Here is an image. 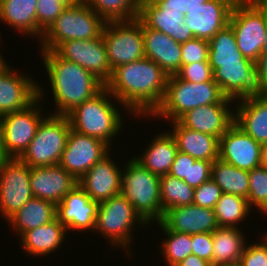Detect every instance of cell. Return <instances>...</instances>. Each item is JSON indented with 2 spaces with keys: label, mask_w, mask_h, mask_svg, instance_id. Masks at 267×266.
<instances>
[{
  "label": "cell",
  "mask_w": 267,
  "mask_h": 266,
  "mask_svg": "<svg viewBox=\"0 0 267 266\" xmlns=\"http://www.w3.org/2000/svg\"><path fill=\"white\" fill-rule=\"evenodd\" d=\"M167 80L163 69L144 57L114 68L105 88L135 118L140 115L151 118L162 104Z\"/></svg>",
  "instance_id": "6da1fadb"
},
{
  "label": "cell",
  "mask_w": 267,
  "mask_h": 266,
  "mask_svg": "<svg viewBox=\"0 0 267 266\" xmlns=\"http://www.w3.org/2000/svg\"><path fill=\"white\" fill-rule=\"evenodd\" d=\"M40 53L55 102V113L52 114L67 115L105 87L94 74L59 57L53 50H41Z\"/></svg>",
  "instance_id": "7a4b0ae2"
},
{
  "label": "cell",
  "mask_w": 267,
  "mask_h": 266,
  "mask_svg": "<svg viewBox=\"0 0 267 266\" xmlns=\"http://www.w3.org/2000/svg\"><path fill=\"white\" fill-rule=\"evenodd\" d=\"M112 98V94L104 87L94 97L74 108L67 114L71 129L100 139L111 147L112 138L119 135L124 125L121 111L116 108Z\"/></svg>",
  "instance_id": "3957f363"
},
{
  "label": "cell",
  "mask_w": 267,
  "mask_h": 266,
  "mask_svg": "<svg viewBox=\"0 0 267 266\" xmlns=\"http://www.w3.org/2000/svg\"><path fill=\"white\" fill-rule=\"evenodd\" d=\"M217 103H233L226 97L215 81L193 83L180 79L177 75L168 76L166 93L161 106L152 115L177 121L188 110Z\"/></svg>",
  "instance_id": "277c9868"
},
{
  "label": "cell",
  "mask_w": 267,
  "mask_h": 266,
  "mask_svg": "<svg viewBox=\"0 0 267 266\" xmlns=\"http://www.w3.org/2000/svg\"><path fill=\"white\" fill-rule=\"evenodd\" d=\"M124 166L121 194L133 205L135 212L146 225L160 222L162 219L160 176L144 168L133 157Z\"/></svg>",
  "instance_id": "5b68a950"
},
{
  "label": "cell",
  "mask_w": 267,
  "mask_h": 266,
  "mask_svg": "<svg viewBox=\"0 0 267 266\" xmlns=\"http://www.w3.org/2000/svg\"><path fill=\"white\" fill-rule=\"evenodd\" d=\"M106 21L83 0L66 7L44 32L41 50H54L69 40H90L102 35Z\"/></svg>",
  "instance_id": "8992f818"
},
{
  "label": "cell",
  "mask_w": 267,
  "mask_h": 266,
  "mask_svg": "<svg viewBox=\"0 0 267 266\" xmlns=\"http://www.w3.org/2000/svg\"><path fill=\"white\" fill-rule=\"evenodd\" d=\"M70 130L67 115L52 112L45 115L36 135L19 159L29 167L58 165Z\"/></svg>",
  "instance_id": "52a82bcc"
},
{
  "label": "cell",
  "mask_w": 267,
  "mask_h": 266,
  "mask_svg": "<svg viewBox=\"0 0 267 266\" xmlns=\"http://www.w3.org/2000/svg\"><path fill=\"white\" fill-rule=\"evenodd\" d=\"M229 25L236 36L239 51L256 63L265 42L267 4L238 0L231 11Z\"/></svg>",
  "instance_id": "ba28073f"
},
{
  "label": "cell",
  "mask_w": 267,
  "mask_h": 266,
  "mask_svg": "<svg viewBox=\"0 0 267 266\" xmlns=\"http://www.w3.org/2000/svg\"><path fill=\"white\" fill-rule=\"evenodd\" d=\"M136 223L146 227V223L135 212L133 205L119 194L99 203L94 231L109 239L111 246L124 248L129 253L128 248L133 241L132 230Z\"/></svg>",
  "instance_id": "9c48e42d"
},
{
  "label": "cell",
  "mask_w": 267,
  "mask_h": 266,
  "mask_svg": "<svg viewBox=\"0 0 267 266\" xmlns=\"http://www.w3.org/2000/svg\"><path fill=\"white\" fill-rule=\"evenodd\" d=\"M41 88L38 84V98L27 108L1 116L4 158H20L36 135L45 115L41 112L45 95Z\"/></svg>",
  "instance_id": "30bf717a"
},
{
  "label": "cell",
  "mask_w": 267,
  "mask_h": 266,
  "mask_svg": "<svg viewBox=\"0 0 267 266\" xmlns=\"http://www.w3.org/2000/svg\"><path fill=\"white\" fill-rule=\"evenodd\" d=\"M102 37L111 70L145 57L142 21L139 18L106 22Z\"/></svg>",
  "instance_id": "8fae6325"
},
{
  "label": "cell",
  "mask_w": 267,
  "mask_h": 266,
  "mask_svg": "<svg viewBox=\"0 0 267 266\" xmlns=\"http://www.w3.org/2000/svg\"><path fill=\"white\" fill-rule=\"evenodd\" d=\"M213 80L222 93L236 103L267 95L259 70L254 62L218 63ZM239 99V100H238Z\"/></svg>",
  "instance_id": "7c38bea8"
},
{
  "label": "cell",
  "mask_w": 267,
  "mask_h": 266,
  "mask_svg": "<svg viewBox=\"0 0 267 266\" xmlns=\"http://www.w3.org/2000/svg\"><path fill=\"white\" fill-rule=\"evenodd\" d=\"M32 197L30 167L19 158L0 159V214L8 220Z\"/></svg>",
  "instance_id": "4fadbf2b"
},
{
  "label": "cell",
  "mask_w": 267,
  "mask_h": 266,
  "mask_svg": "<svg viewBox=\"0 0 267 266\" xmlns=\"http://www.w3.org/2000/svg\"><path fill=\"white\" fill-rule=\"evenodd\" d=\"M110 149L104 141L71 129L59 165L79 180L96 162L110 154Z\"/></svg>",
  "instance_id": "5bb4252c"
},
{
  "label": "cell",
  "mask_w": 267,
  "mask_h": 266,
  "mask_svg": "<svg viewBox=\"0 0 267 266\" xmlns=\"http://www.w3.org/2000/svg\"><path fill=\"white\" fill-rule=\"evenodd\" d=\"M59 57L74 62L94 74L104 84L112 70L107 59V48L102 35L90 40H69L53 50Z\"/></svg>",
  "instance_id": "9a60e30c"
},
{
  "label": "cell",
  "mask_w": 267,
  "mask_h": 266,
  "mask_svg": "<svg viewBox=\"0 0 267 266\" xmlns=\"http://www.w3.org/2000/svg\"><path fill=\"white\" fill-rule=\"evenodd\" d=\"M12 68L6 62L0 66V116L23 110L38 98V83Z\"/></svg>",
  "instance_id": "2e32d148"
},
{
  "label": "cell",
  "mask_w": 267,
  "mask_h": 266,
  "mask_svg": "<svg viewBox=\"0 0 267 266\" xmlns=\"http://www.w3.org/2000/svg\"><path fill=\"white\" fill-rule=\"evenodd\" d=\"M238 0H208L205 4L186 7L184 25L195 38L210 40L229 24L231 11Z\"/></svg>",
  "instance_id": "e0dca14e"
},
{
  "label": "cell",
  "mask_w": 267,
  "mask_h": 266,
  "mask_svg": "<svg viewBox=\"0 0 267 266\" xmlns=\"http://www.w3.org/2000/svg\"><path fill=\"white\" fill-rule=\"evenodd\" d=\"M261 145L234 122L219 139L218 158L241 170L251 171L260 166Z\"/></svg>",
  "instance_id": "ac0fdd59"
},
{
  "label": "cell",
  "mask_w": 267,
  "mask_h": 266,
  "mask_svg": "<svg viewBox=\"0 0 267 266\" xmlns=\"http://www.w3.org/2000/svg\"><path fill=\"white\" fill-rule=\"evenodd\" d=\"M111 157L106 155L78 180V185L91 200L98 203L121 194L122 170Z\"/></svg>",
  "instance_id": "d6986e66"
},
{
  "label": "cell",
  "mask_w": 267,
  "mask_h": 266,
  "mask_svg": "<svg viewBox=\"0 0 267 266\" xmlns=\"http://www.w3.org/2000/svg\"><path fill=\"white\" fill-rule=\"evenodd\" d=\"M98 206L99 203L91 200L88 194L77 185L56 205V216L68 231L71 229L94 232Z\"/></svg>",
  "instance_id": "ffe728a7"
},
{
  "label": "cell",
  "mask_w": 267,
  "mask_h": 266,
  "mask_svg": "<svg viewBox=\"0 0 267 266\" xmlns=\"http://www.w3.org/2000/svg\"><path fill=\"white\" fill-rule=\"evenodd\" d=\"M30 183L34 197L57 205L78 185V180L58 164L30 167Z\"/></svg>",
  "instance_id": "44dd1931"
},
{
  "label": "cell",
  "mask_w": 267,
  "mask_h": 266,
  "mask_svg": "<svg viewBox=\"0 0 267 266\" xmlns=\"http://www.w3.org/2000/svg\"><path fill=\"white\" fill-rule=\"evenodd\" d=\"M229 104L232 105L217 103L196 107L188 110L178 121L186 128L220 139L235 122V110H231Z\"/></svg>",
  "instance_id": "7402d4cb"
},
{
  "label": "cell",
  "mask_w": 267,
  "mask_h": 266,
  "mask_svg": "<svg viewBox=\"0 0 267 266\" xmlns=\"http://www.w3.org/2000/svg\"><path fill=\"white\" fill-rule=\"evenodd\" d=\"M160 222L170 231L191 235L213 233L219 227L214 209L195 204L168 209Z\"/></svg>",
  "instance_id": "603a6c76"
},
{
  "label": "cell",
  "mask_w": 267,
  "mask_h": 266,
  "mask_svg": "<svg viewBox=\"0 0 267 266\" xmlns=\"http://www.w3.org/2000/svg\"><path fill=\"white\" fill-rule=\"evenodd\" d=\"M138 18L148 28L163 32L178 43L195 38L184 25L182 8L158 7L152 0H142Z\"/></svg>",
  "instance_id": "cb8c5ba5"
},
{
  "label": "cell",
  "mask_w": 267,
  "mask_h": 266,
  "mask_svg": "<svg viewBox=\"0 0 267 266\" xmlns=\"http://www.w3.org/2000/svg\"><path fill=\"white\" fill-rule=\"evenodd\" d=\"M145 58L159 65L168 75H176L182 67L181 43L163 32L148 28L142 22Z\"/></svg>",
  "instance_id": "d4e9b609"
},
{
  "label": "cell",
  "mask_w": 267,
  "mask_h": 266,
  "mask_svg": "<svg viewBox=\"0 0 267 266\" xmlns=\"http://www.w3.org/2000/svg\"><path fill=\"white\" fill-rule=\"evenodd\" d=\"M171 134L177 143L178 151L196 160L215 162L219 155V138L184 127L178 120L172 121Z\"/></svg>",
  "instance_id": "484cf974"
},
{
  "label": "cell",
  "mask_w": 267,
  "mask_h": 266,
  "mask_svg": "<svg viewBox=\"0 0 267 266\" xmlns=\"http://www.w3.org/2000/svg\"><path fill=\"white\" fill-rule=\"evenodd\" d=\"M38 0L0 1V21L31 37L39 38L44 31L37 25L36 5Z\"/></svg>",
  "instance_id": "4316f807"
},
{
  "label": "cell",
  "mask_w": 267,
  "mask_h": 266,
  "mask_svg": "<svg viewBox=\"0 0 267 266\" xmlns=\"http://www.w3.org/2000/svg\"><path fill=\"white\" fill-rule=\"evenodd\" d=\"M235 105V123L255 141L267 142V95Z\"/></svg>",
  "instance_id": "83f0119b"
},
{
  "label": "cell",
  "mask_w": 267,
  "mask_h": 266,
  "mask_svg": "<svg viewBox=\"0 0 267 266\" xmlns=\"http://www.w3.org/2000/svg\"><path fill=\"white\" fill-rule=\"evenodd\" d=\"M67 232L66 227L56 218L48 224L24 232L20 236V241H22L20 244H22V249L27 254L29 253L28 255L46 256L63 245L61 243L66 241L64 238H66Z\"/></svg>",
  "instance_id": "f1b7e54d"
},
{
  "label": "cell",
  "mask_w": 267,
  "mask_h": 266,
  "mask_svg": "<svg viewBox=\"0 0 267 266\" xmlns=\"http://www.w3.org/2000/svg\"><path fill=\"white\" fill-rule=\"evenodd\" d=\"M159 133L149 143L143 155L133 158L152 173L162 176L168 174L178 148L171 132Z\"/></svg>",
  "instance_id": "f546056e"
},
{
  "label": "cell",
  "mask_w": 267,
  "mask_h": 266,
  "mask_svg": "<svg viewBox=\"0 0 267 266\" xmlns=\"http://www.w3.org/2000/svg\"><path fill=\"white\" fill-rule=\"evenodd\" d=\"M239 227H218L213 233L212 266L237 265L246 247V238Z\"/></svg>",
  "instance_id": "4dcf8cb0"
},
{
  "label": "cell",
  "mask_w": 267,
  "mask_h": 266,
  "mask_svg": "<svg viewBox=\"0 0 267 266\" xmlns=\"http://www.w3.org/2000/svg\"><path fill=\"white\" fill-rule=\"evenodd\" d=\"M56 214L55 204L32 197L7 222L21 236L24 232L52 222L57 218Z\"/></svg>",
  "instance_id": "1f68e13d"
},
{
  "label": "cell",
  "mask_w": 267,
  "mask_h": 266,
  "mask_svg": "<svg viewBox=\"0 0 267 266\" xmlns=\"http://www.w3.org/2000/svg\"><path fill=\"white\" fill-rule=\"evenodd\" d=\"M208 42V62L212 71L218 68V63L252 62L239 51L236 36L229 24L219 30Z\"/></svg>",
  "instance_id": "d6a6232c"
},
{
  "label": "cell",
  "mask_w": 267,
  "mask_h": 266,
  "mask_svg": "<svg viewBox=\"0 0 267 266\" xmlns=\"http://www.w3.org/2000/svg\"><path fill=\"white\" fill-rule=\"evenodd\" d=\"M211 179L219 186L222 193L248 198L249 171L241 170L218 158L212 165Z\"/></svg>",
  "instance_id": "836d02e7"
},
{
  "label": "cell",
  "mask_w": 267,
  "mask_h": 266,
  "mask_svg": "<svg viewBox=\"0 0 267 266\" xmlns=\"http://www.w3.org/2000/svg\"><path fill=\"white\" fill-rule=\"evenodd\" d=\"M250 208L247 198L222 193L214 207L218 226L237 228L238 223H241L248 216V213L250 214Z\"/></svg>",
  "instance_id": "e575fe53"
},
{
  "label": "cell",
  "mask_w": 267,
  "mask_h": 266,
  "mask_svg": "<svg viewBox=\"0 0 267 266\" xmlns=\"http://www.w3.org/2000/svg\"><path fill=\"white\" fill-rule=\"evenodd\" d=\"M106 22L138 18L142 0H83Z\"/></svg>",
  "instance_id": "d590c367"
},
{
  "label": "cell",
  "mask_w": 267,
  "mask_h": 266,
  "mask_svg": "<svg viewBox=\"0 0 267 266\" xmlns=\"http://www.w3.org/2000/svg\"><path fill=\"white\" fill-rule=\"evenodd\" d=\"M160 196L162 203V217L165 211L174 207L193 204L194 188L184 180L169 174L160 176Z\"/></svg>",
  "instance_id": "8d00e7d4"
},
{
  "label": "cell",
  "mask_w": 267,
  "mask_h": 266,
  "mask_svg": "<svg viewBox=\"0 0 267 266\" xmlns=\"http://www.w3.org/2000/svg\"><path fill=\"white\" fill-rule=\"evenodd\" d=\"M167 238L162 242V255L168 266H177L192 254V235L168 230L161 222L157 223Z\"/></svg>",
  "instance_id": "74e56055"
},
{
  "label": "cell",
  "mask_w": 267,
  "mask_h": 266,
  "mask_svg": "<svg viewBox=\"0 0 267 266\" xmlns=\"http://www.w3.org/2000/svg\"><path fill=\"white\" fill-rule=\"evenodd\" d=\"M248 203L251 208L257 207L267 214V169L259 166L249 171ZM253 205V206H252Z\"/></svg>",
  "instance_id": "f35d334b"
},
{
  "label": "cell",
  "mask_w": 267,
  "mask_h": 266,
  "mask_svg": "<svg viewBox=\"0 0 267 266\" xmlns=\"http://www.w3.org/2000/svg\"><path fill=\"white\" fill-rule=\"evenodd\" d=\"M65 8L66 6L57 0H38L36 5L37 25L45 32Z\"/></svg>",
  "instance_id": "ab89813d"
},
{
  "label": "cell",
  "mask_w": 267,
  "mask_h": 266,
  "mask_svg": "<svg viewBox=\"0 0 267 266\" xmlns=\"http://www.w3.org/2000/svg\"><path fill=\"white\" fill-rule=\"evenodd\" d=\"M182 65L197 62H208L209 42L208 40L193 38L181 44Z\"/></svg>",
  "instance_id": "60d3db41"
},
{
  "label": "cell",
  "mask_w": 267,
  "mask_h": 266,
  "mask_svg": "<svg viewBox=\"0 0 267 266\" xmlns=\"http://www.w3.org/2000/svg\"><path fill=\"white\" fill-rule=\"evenodd\" d=\"M261 242L246 245L238 266H267V233Z\"/></svg>",
  "instance_id": "b9f144b4"
},
{
  "label": "cell",
  "mask_w": 267,
  "mask_h": 266,
  "mask_svg": "<svg viewBox=\"0 0 267 266\" xmlns=\"http://www.w3.org/2000/svg\"><path fill=\"white\" fill-rule=\"evenodd\" d=\"M180 79L193 83H202L213 80V71L209 62H197L182 65L176 74Z\"/></svg>",
  "instance_id": "7bdbcfd3"
},
{
  "label": "cell",
  "mask_w": 267,
  "mask_h": 266,
  "mask_svg": "<svg viewBox=\"0 0 267 266\" xmlns=\"http://www.w3.org/2000/svg\"><path fill=\"white\" fill-rule=\"evenodd\" d=\"M222 194L219 186L212 180L204 182L194 189L193 204L214 209Z\"/></svg>",
  "instance_id": "ee69618b"
},
{
  "label": "cell",
  "mask_w": 267,
  "mask_h": 266,
  "mask_svg": "<svg viewBox=\"0 0 267 266\" xmlns=\"http://www.w3.org/2000/svg\"><path fill=\"white\" fill-rule=\"evenodd\" d=\"M192 254L209 262L212 266L213 238L212 233L192 234Z\"/></svg>",
  "instance_id": "f6af8a7d"
},
{
  "label": "cell",
  "mask_w": 267,
  "mask_h": 266,
  "mask_svg": "<svg viewBox=\"0 0 267 266\" xmlns=\"http://www.w3.org/2000/svg\"><path fill=\"white\" fill-rule=\"evenodd\" d=\"M212 165L206 160L190 161L189 186L195 189L211 179Z\"/></svg>",
  "instance_id": "bcb514c9"
},
{
  "label": "cell",
  "mask_w": 267,
  "mask_h": 266,
  "mask_svg": "<svg viewBox=\"0 0 267 266\" xmlns=\"http://www.w3.org/2000/svg\"><path fill=\"white\" fill-rule=\"evenodd\" d=\"M190 161H196L190 155L177 151L169 175L184 180L189 185Z\"/></svg>",
  "instance_id": "7dc6e473"
},
{
  "label": "cell",
  "mask_w": 267,
  "mask_h": 266,
  "mask_svg": "<svg viewBox=\"0 0 267 266\" xmlns=\"http://www.w3.org/2000/svg\"><path fill=\"white\" fill-rule=\"evenodd\" d=\"M158 7L182 8V15L187 13L186 7H195L205 4L208 0H152Z\"/></svg>",
  "instance_id": "c3c4849f"
},
{
  "label": "cell",
  "mask_w": 267,
  "mask_h": 266,
  "mask_svg": "<svg viewBox=\"0 0 267 266\" xmlns=\"http://www.w3.org/2000/svg\"><path fill=\"white\" fill-rule=\"evenodd\" d=\"M256 66L259 70V75L264 86L267 88V53H261L256 62Z\"/></svg>",
  "instance_id": "681fc988"
},
{
  "label": "cell",
  "mask_w": 267,
  "mask_h": 266,
  "mask_svg": "<svg viewBox=\"0 0 267 266\" xmlns=\"http://www.w3.org/2000/svg\"><path fill=\"white\" fill-rule=\"evenodd\" d=\"M177 266H211V264L198 256L191 254Z\"/></svg>",
  "instance_id": "f907efd6"
},
{
  "label": "cell",
  "mask_w": 267,
  "mask_h": 266,
  "mask_svg": "<svg viewBox=\"0 0 267 266\" xmlns=\"http://www.w3.org/2000/svg\"><path fill=\"white\" fill-rule=\"evenodd\" d=\"M260 166L267 169V142L261 145Z\"/></svg>",
  "instance_id": "816d5d0a"
},
{
  "label": "cell",
  "mask_w": 267,
  "mask_h": 266,
  "mask_svg": "<svg viewBox=\"0 0 267 266\" xmlns=\"http://www.w3.org/2000/svg\"><path fill=\"white\" fill-rule=\"evenodd\" d=\"M4 158V151H3V135H2V121L0 116V159Z\"/></svg>",
  "instance_id": "f5cc1de1"
},
{
  "label": "cell",
  "mask_w": 267,
  "mask_h": 266,
  "mask_svg": "<svg viewBox=\"0 0 267 266\" xmlns=\"http://www.w3.org/2000/svg\"><path fill=\"white\" fill-rule=\"evenodd\" d=\"M60 3H63L66 7L74 5L79 0H57Z\"/></svg>",
  "instance_id": "db71d44e"
},
{
  "label": "cell",
  "mask_w": 267,
  "mask_h": 266,
  "mask_svg": "<svg viewBox=\"0 0 267 266\" xmlns=\"http://www.w3.org/2000/svg\"><path fill=\"white\" fill-rule=\"evenodd\" d=\"M262 53H267V28L265 30V42H264V46L262 49Z\"/></svg>",
  "instance_id": "11a10c76"
},
{
  "label": "cell",
  "mask_w": 267,
  "mask_h": 266,
  "mask_svg": "<svg viewBox=\"0 0 267 266\" xmlns=\"http://www.w3.org/2000/svg\"><path fill=\"white\" fill-rule=\"evenodd\" d=\"M253 3H258V4H267V0H245Z\"/></svg>",
  "instance_id": "9f6ffc18"
},
{
  "label": "cell",
  "mask_w": 267,
  "mask_h": 266,
  "mask_svg": "<svg viewBox=\"0 0 267 266\" xmlns=\"http://www.w3.org/2000/svg\"><path fill=\"white\" fill-rule=\"evenodd\" d=\"M6 61H5V59L2 57V55H1V52H0V66L3 64V63H5Z\"/></svg>",
  "instance_id": "6f0895ef"
}]
</instances>
